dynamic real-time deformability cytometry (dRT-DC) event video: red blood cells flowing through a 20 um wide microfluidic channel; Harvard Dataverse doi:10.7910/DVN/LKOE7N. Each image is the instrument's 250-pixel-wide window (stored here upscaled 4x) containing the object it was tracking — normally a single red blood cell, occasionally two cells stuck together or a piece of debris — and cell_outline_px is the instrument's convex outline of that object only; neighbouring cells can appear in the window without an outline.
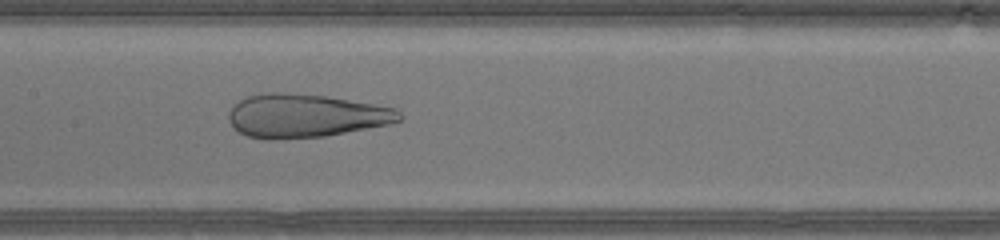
{"species": "human", "species_latin": "Homo sapiens", "temperature_condition": "warm", "stored_images_in_passage": 35, "camera_frame_rate_fps": 3000, "um_per_image_px": 0.085, "donor": {"sex": "male"}, "frame": {"image": 1, "passage_image": 12, "time_ms": 3.667, "image_size_px": [1000, 240], "cell_outline_px": [[404, 116], [400, 120], [388, 124], [324, 136], [248, 136], [240, 132], [228, 120], [228, 112], [232, 104], [248, 96], [268, 92], [276, 92], [324, 96], [396, 108]], "centroid_in_image_um": [25.99, 9.79], "position_along_channel_um": 181.4, "area_um2": 41.73}}
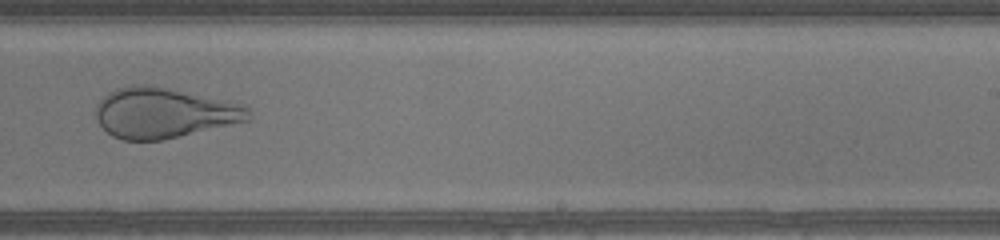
{"frame": {"image": 2, "passage_image": 18, "time_ms": 5.667, "image_size_px": [1000, 240], "cell_outline_px": [[252, 116], [248, 120], [160, 140], [124, 140], [112, 136], [100, 124], [96, 116], [96, 104], [108, 92], [116, 88], [136, 84], [152, 84], [248, 104]], "centroid_in_image_um": [13.95, 9.56], "position_along_channel_um": 275.0, "area_um2": 44.97}}
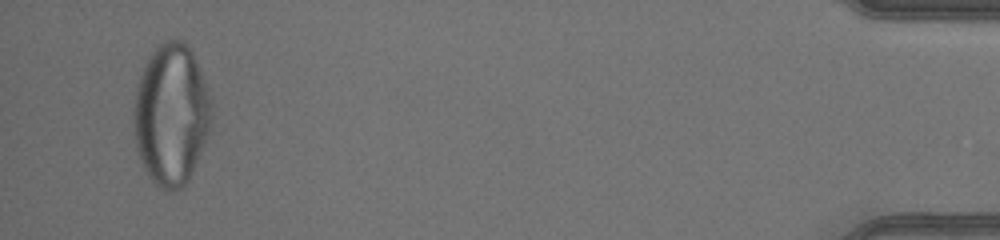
{"frame": {"image": 3, "passage_image": 33, "time_ms": 10.667, "image_size_px": [1000, 240], "cell_outline_px": [[212, 116], [208, 136], [188, 180], [180, 188], [168, 192], [160, 188], [156, 184], [144, 168], [140, 160], [136, 148], [132, 128], [132, 112], [136, 88], [140, 72], [152, 52], [160, 44], [168, 40], [184, 40], [188, 44], [200, 68], [212, 100]], "centroid_in_image_um": [14.54, 9.73], "position_along_channel_um": 420.7, "area_um2": 64.62}}